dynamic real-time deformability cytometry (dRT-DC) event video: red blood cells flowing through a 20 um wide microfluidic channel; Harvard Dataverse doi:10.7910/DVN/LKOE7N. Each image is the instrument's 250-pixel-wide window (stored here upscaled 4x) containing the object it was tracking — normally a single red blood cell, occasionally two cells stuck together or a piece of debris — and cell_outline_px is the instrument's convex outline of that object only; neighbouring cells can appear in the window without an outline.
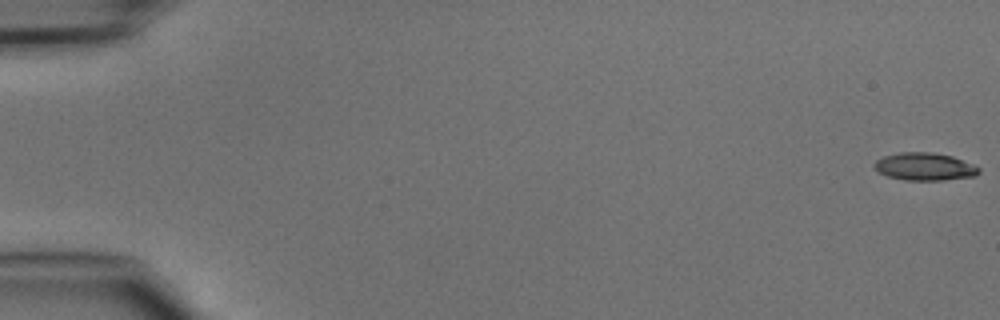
{"species": "common noctule bat (a hibernating species)", "species_latin": "Nyctalus noctula", "temperature_condition": "cold", "stored_images_in_passage": 48, "camera_frame_rate_fps": 3000, "um_per_image_px": 0.085, "animal": {"sex": "male", "body_mass_g": 15.6}, "frame": {"image": 1, "passage_image": 1, "time_ms": 0.0, "image_size_px": [1000, 320], "cell_outline_px": [[980, 172], [976, 176], [944, 180], [908, 180], [888, 176], [880, 172], [872, 164], [876, 160], [884, 156], [900, 152], [932, 152], [952, 156], [972, 164], [980, 168]], "centroid_in_image_um": [78.62, 14.16], "position_along_channel_um": 6.4, "area_um2": 16.76}}
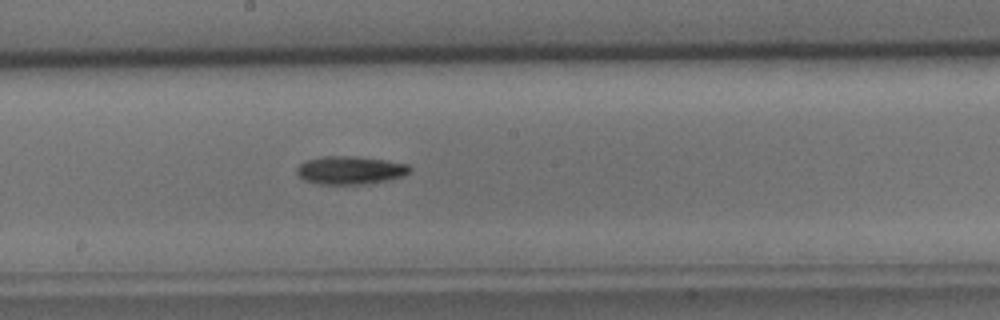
{"frame": {"image": 2, "passage_image": 27, "time_ms": 8.667, "image_size_px": [1000, 320], "cell_outline_px": [[412, 168], [404, 176], [388, 180], [368, 184], [320, 184], [304, 180], [296, 172], [296, 168], [300, 164], [308, 160], [324, 156], [356, 156], [384, 160], [408, 164]], "centroid_in_image_um": [29.79, 14.47], "position_along_channel_um": 218.4, "area_um2": 18.5}}
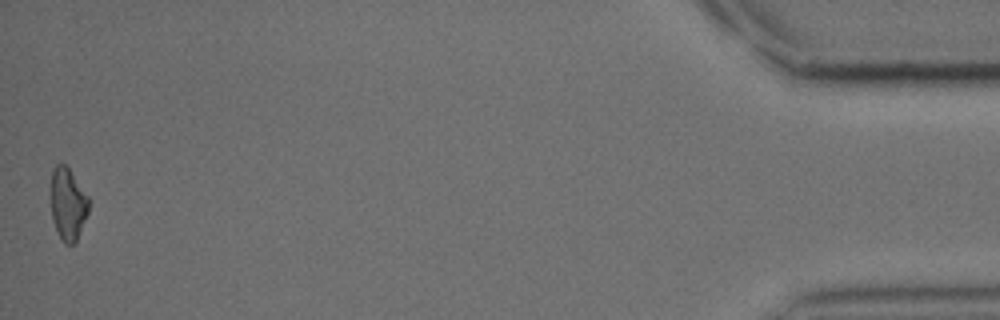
{"frame": {"image": 3, "passage_image": 48, "time_ms": 15.667, "image_size_px": [1000, 320], "cell_outline_px": [[88, 212], [76, 240], [72, 244], [64, 244], [60, 240], [52, 220], [48, 192], [52, 168], [56, 164], [64, 164], [68, 168], [88, 196]], "centroid_in_image_um": [5.69, 17.32], "position_along_channel_um": 429.5, "area_um2": 16.36}}